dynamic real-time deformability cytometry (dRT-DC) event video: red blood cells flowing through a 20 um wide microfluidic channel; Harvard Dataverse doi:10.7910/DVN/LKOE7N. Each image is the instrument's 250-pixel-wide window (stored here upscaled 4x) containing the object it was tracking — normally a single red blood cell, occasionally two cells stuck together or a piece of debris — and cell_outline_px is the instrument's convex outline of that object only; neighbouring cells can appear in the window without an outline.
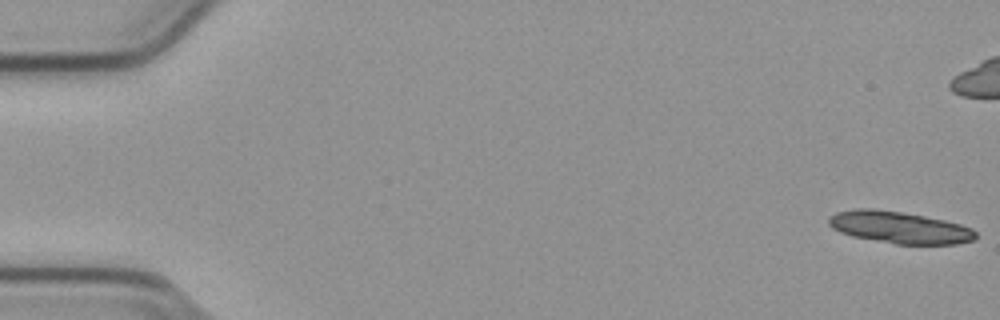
{"species": "common noctule bat (a hibernating species)", "species_latin": "Nyctalus noctula", "temperature_condition": "cold", "stored_images_in_passage": 12, "camera_frame_rate_fps": 3000, "um_per_image_px": 0.085, "animal": {"sex": "male", "body_mass_g": 23.1, "forearm_length_mm": 52.7}, "frame": {"image": 1, "passage_image": 1, "time_ms": 0.0, "image_size_px": [1000, 320], "cell_outline_px": [[976, 240], [956, 244], [896, 244], [852, 236], [840, 232], [832, 228], [828, 224], [828, 216], [836, 212], [856, 208], [876, 208], [924, 216], [944, 220], [960, 224], [972, 228], [976, 232]], "centroid_in_image_um": [76.43, 19.32], "position_along_channel_um": 8.6, "area_um2": 27.46}}